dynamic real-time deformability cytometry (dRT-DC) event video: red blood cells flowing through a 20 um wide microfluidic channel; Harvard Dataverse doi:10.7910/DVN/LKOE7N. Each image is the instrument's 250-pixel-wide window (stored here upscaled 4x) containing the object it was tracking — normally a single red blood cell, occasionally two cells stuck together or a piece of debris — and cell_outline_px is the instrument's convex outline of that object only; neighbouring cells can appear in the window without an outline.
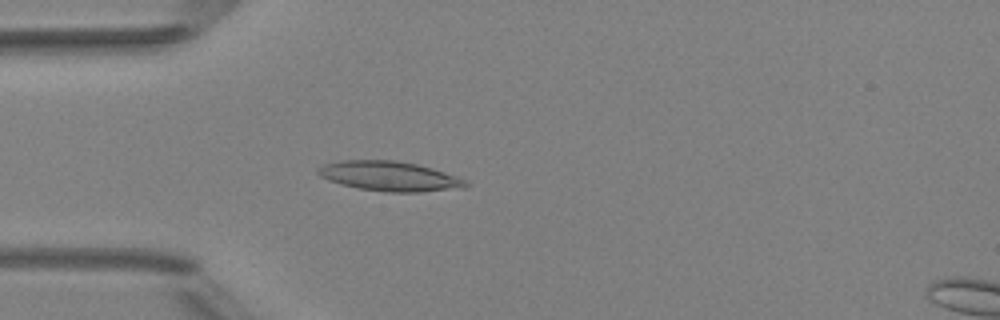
{"species": "Egyptian fruit bat (a non-hibernating species)", "species_latin": "Rousettus aegyptiacus", "temperature_condition": "room temperature", "stored_images_in_passage": 3, "camera_frame_rate_fps": 3000, "um_per_image_px": 0.085, "animal": {"sex": "female"}, "frame": {"image": 1, "passage_image": 2, "time_ms": 2.0, "image_size_px": [1000, 320], "cell_outline_px": [[468, 184], [464, 188], [420, 192], [388, 192], [356, 188], [340, 184], [328, 180], [320, 176], [316, 172], [316, 168], [324, 164], [340, 160], [396, 160], [416, 164], [432, 168], [456, 176], [464, 180]], "centroid_in_image_um": [33.06, 14.97], "position_along_channel_um": 51.9, "area_um2": 25.66}}